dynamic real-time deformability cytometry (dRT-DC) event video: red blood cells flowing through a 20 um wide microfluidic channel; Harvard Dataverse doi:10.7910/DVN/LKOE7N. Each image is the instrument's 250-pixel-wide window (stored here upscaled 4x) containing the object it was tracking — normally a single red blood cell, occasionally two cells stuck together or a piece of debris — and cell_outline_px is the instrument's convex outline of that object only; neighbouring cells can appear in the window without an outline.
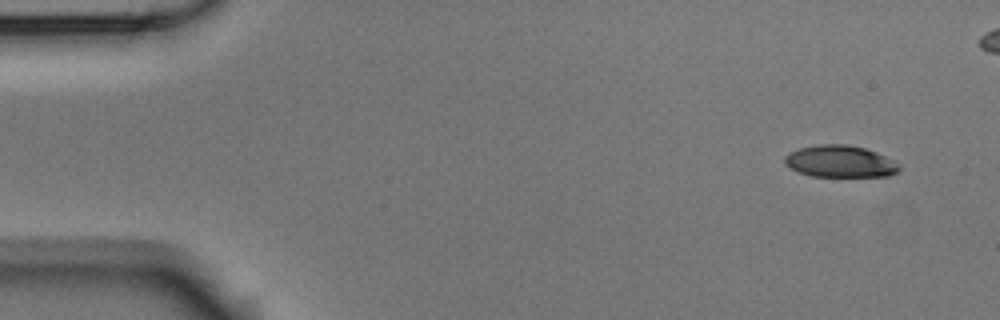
{"species": "Egyptian fruit bat (a non-hibernating species)", "species_latin": "Rousettus aegyptiacus", "temperature_condition": "room temperature", "stored_images_in_passage": 5, "camera_frame_rate_fps": 3000, "um_per_image_px": 0.085, "animal": {"sex": "male"}, "frame": {"image": 1, "passage_image": 1, "time_ms": 0.0, "image_size_px": [1000, 320], "cell_outline_px": [[900, 168], [896, 172], [888, 176], [812, 176], [800, 172], [784, 164], [784, 156], [800, 148], [820, 144], [848, 144], [864, 148], [876, 152], [892, 160]], "centroid_in_image_um": [71.39, 13.71], "position_along_channel_um": 13.6, "area_um2": 20.92}}